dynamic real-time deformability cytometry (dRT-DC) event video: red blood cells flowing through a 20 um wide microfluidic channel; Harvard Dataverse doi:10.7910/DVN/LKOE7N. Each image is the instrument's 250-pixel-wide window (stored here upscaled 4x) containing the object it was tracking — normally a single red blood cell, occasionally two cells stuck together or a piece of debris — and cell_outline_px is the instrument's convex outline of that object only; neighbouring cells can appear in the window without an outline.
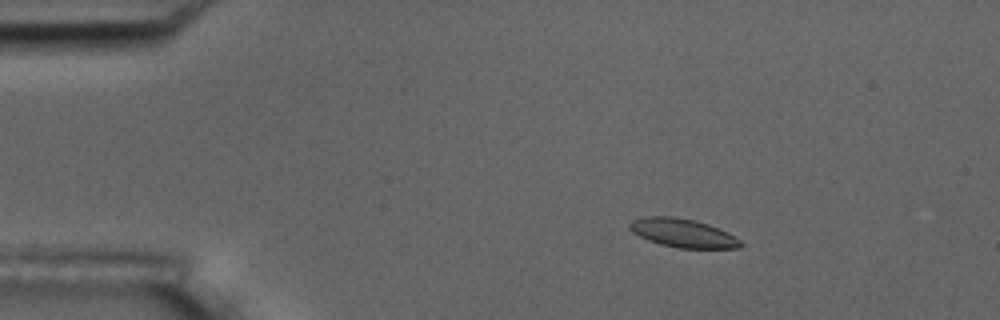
{"species": "common noctule bat (a hibernating species)", "species_latin": "Nyctalus noctula", "temperature_condition": "room temperature", "stored_images_in_passage": 5, "camera_frame_rate_fps": 3000, "um_per_image_px": 0.085, "animal": {"sex": "male", "body_mass_g": 17.5, "forearm_length_mm": 52.3}, "frame": {"image": 1, "passage_image": 3, "time_ms": 2.333, "image_size_px": [1000, 320], "cell_outline_px": [[744, 244], [740, 248], [676, 248], [660, 244], [648, 240], [632, 232], [628, 228], [628, 224], [632, 220], [644, 216], [672, 216], [696, 220], [720, 228], [736, 236]], "centroid_in_image_um": [58.05, 19.8], "position_along_channel_um": 26.9, "area_um2": 18.79}}